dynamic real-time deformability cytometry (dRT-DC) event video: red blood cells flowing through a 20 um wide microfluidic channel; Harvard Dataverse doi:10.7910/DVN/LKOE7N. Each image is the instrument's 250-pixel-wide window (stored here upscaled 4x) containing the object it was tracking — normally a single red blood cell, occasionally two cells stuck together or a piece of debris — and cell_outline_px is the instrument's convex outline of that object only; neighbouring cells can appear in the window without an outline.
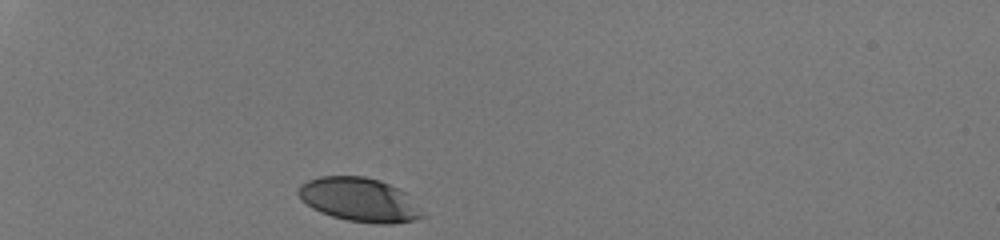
{"species": "human", "species_latin": "Homo sapiens", "temperature_condition": "room temperature", "stored_images_in_passage": 29, "camera_frame_rate_fps": 3000, "um_per_image_px": 0.085, "donor": {"sex": "male"}, "frame": {"image": 1, "passage_image": 1, "time_ms": 0.0, "image_size_px": [1000, 240], "cell_outline_px": [[424, 216], [416, 220], [392, 224], [376, 224], [348, 220], [332, 216], [320, 212], [312, 208], [300, 200], [296, 192], [300, 184], [308, 180], [320, 176], [364, 176], [380, 180], [404, 192], [424, 212]], "centroid_in_image_um": [30.51, 16.98], "position_along_channel_um": 54.5, "area_um2": 31.79}}
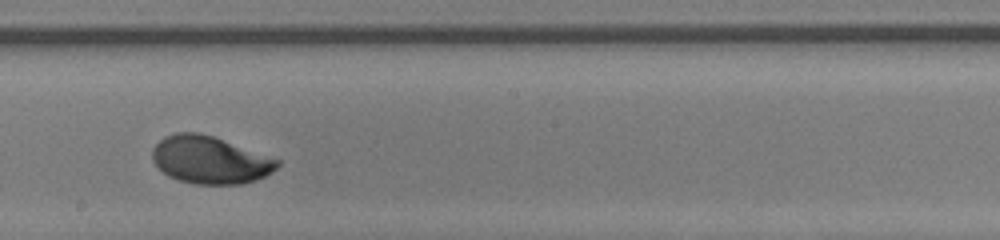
{"frame": {"image": 2, "passage_image": 17, "time_ms": 5.333, "image_size_px": [1000, 240], "cell_outline_px": [[280, 164], [272, 172], [256, 180], [244, 184], [192, 184], [168, 176], [152, 160], [152, 148], [164, 136], [176, 132], [200, 132], [212, 136], [280, 160]], "centroid_in_image_um": [17.83, 13.6], "position_along_channel_um": 230.4, "area_um2": 34.45}}
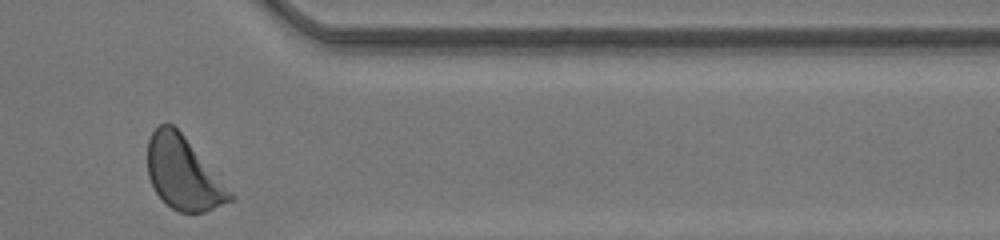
{"frame": {"image": 3, "passage_image": 29, "time_ms": 9.333, "image_size_px": [1000, 240], "cell_outline_px": [[236, 196], [232, 200], [204, 212], [180, 212], [172, 208], [156, 192], [148, 176], [148, 140], [152, 132], [160, 124], [172, 124], [184, 136]], "centroid_in_image_um": [15.58, 14.73], "position_along_channel_um": 395.8, "area_um2": 34.33}, "authors_computed_cell_mechanics": {"area_um2": 34.391, "velocity_mm_per_s": 4.2081, "shape_relaxation_time_tau1_ms": 2.0418, "shape_relaxation_time_tau2_ms": null, "deformation_change_tau1": 0.1258, "deformation_change_tau2": null}}